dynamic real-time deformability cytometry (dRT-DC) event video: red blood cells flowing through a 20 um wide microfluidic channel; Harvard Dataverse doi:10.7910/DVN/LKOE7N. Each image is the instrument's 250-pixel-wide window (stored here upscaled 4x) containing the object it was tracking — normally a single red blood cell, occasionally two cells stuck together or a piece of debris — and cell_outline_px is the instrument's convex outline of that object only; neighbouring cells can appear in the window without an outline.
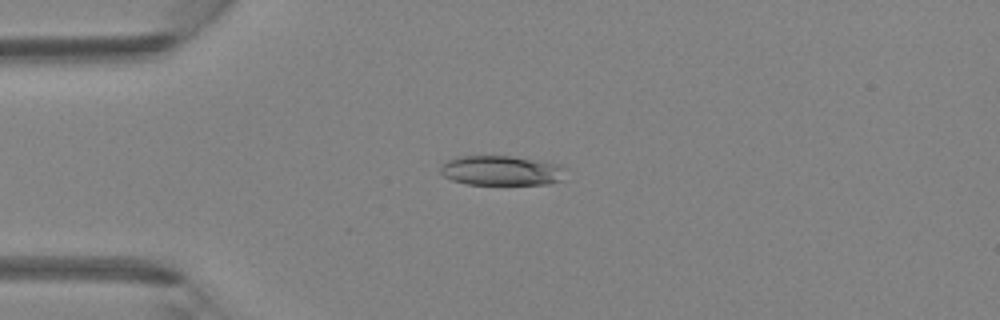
{"species": "Egyptian fruit bat (a non-hibernating species)", "species_latin": "Rousettus aegyptiacus", "temperature_condition": "room temperature", "stored_images_in_passage": 4, "camera_frame_rate_fps": 3000, "um_per_image_px": 0.085, "animal": {"sex": "female"}, "frame": {"image": 1, "passage_image": 3, "time_ms": 0.667, "image_size_px": [1000, 320], "cell_outline_px": [[568, 168], [560, 180], [548, 184], [468, 184], [452, 180], [444, 176], [440, 172], [440, 168], [448, 160], [456, 156], [508, 156], [536, 160], [560, 164]], "centroid_in_image_um": [42.63, 14.49], "position_along_channel_um": 42.4, "area_um2": 21.68}}